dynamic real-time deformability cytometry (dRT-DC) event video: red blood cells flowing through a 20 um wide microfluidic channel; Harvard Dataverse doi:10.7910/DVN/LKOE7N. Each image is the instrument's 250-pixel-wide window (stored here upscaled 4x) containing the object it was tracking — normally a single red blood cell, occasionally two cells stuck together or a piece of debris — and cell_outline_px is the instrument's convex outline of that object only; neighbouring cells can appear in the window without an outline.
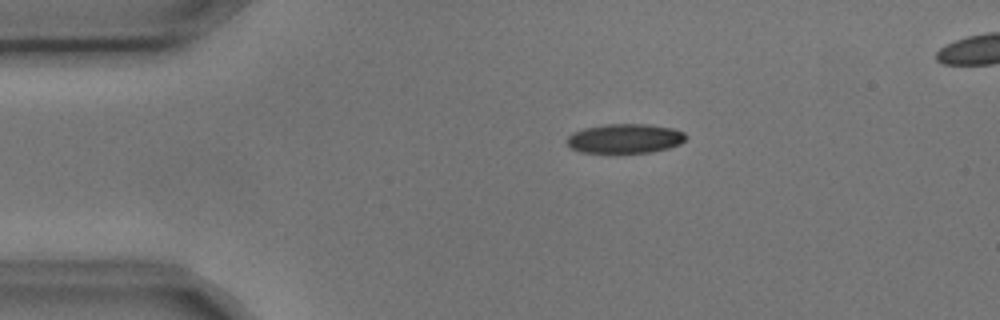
{"species": "common noctule bat (a hibernating species)", "species_latin": "Nyctalus noctula", "temperature_condition": "cold", "stored_images_in_passage": 5, "camera_frame_rate_fps": 3000, "um_per_image_px": 0.085, "animal": {"sex": "male", "body_mass_g": 17.9, "forearm_length_mm": 54.2}, "frame": {"image": 1, "passage_image": 2, "time_ms": 0.333, "image_size_px": [1000, 320], "cell_outline_px": [[688, 136], [680, 144], [668, 148], [652, 152], [580, 152], [572, 148], [568, 144], [568, 136], [572, 132], [584, 128], [608, 124], [648, 124], [672, 128], [684, 132]], "centroid_in_image_um": [53.15, 11.76], "position_along_channel_um": 31.9, "area_um2": 20.23}}